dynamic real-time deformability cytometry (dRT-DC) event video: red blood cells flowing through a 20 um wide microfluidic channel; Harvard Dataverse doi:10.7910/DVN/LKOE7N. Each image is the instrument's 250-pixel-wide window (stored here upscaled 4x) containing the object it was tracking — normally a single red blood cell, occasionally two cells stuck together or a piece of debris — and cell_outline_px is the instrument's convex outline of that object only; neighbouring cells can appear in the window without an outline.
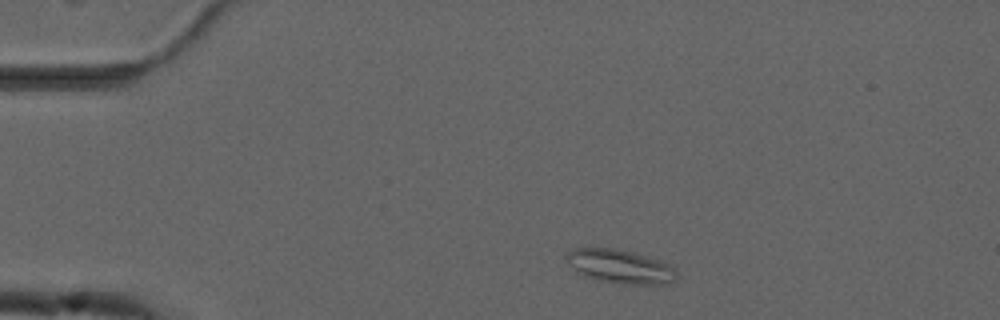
{"species": "common noctule bat (a hibernating species)", "species_latin": "Nyctalus noctula", "temperature_condition": "cold", "stored_images_in_passage": 48, "camera_frame_rate_fps": 3000, "um_per_image_px": 0.085, "animal": {"sex": "male", "forearm_length_mm": 52.5}, "frame": {"image": 1, "passage_image": 4, "time_ms": 1.0, "image_size_px": [1000, 320], "cell_outline_px": [[676, 280], [668, 284], [624, 284], [600, 280], [584, 276], [576, 272], [568, 264], [564, 256], [572, 248], [616, 248], [636, 252], [660, 260], [676, 268]], "centroid_in_image_um": [52.71, 22.64], "position_along_channel_um": 32.3, "area_um2": 22.02}}
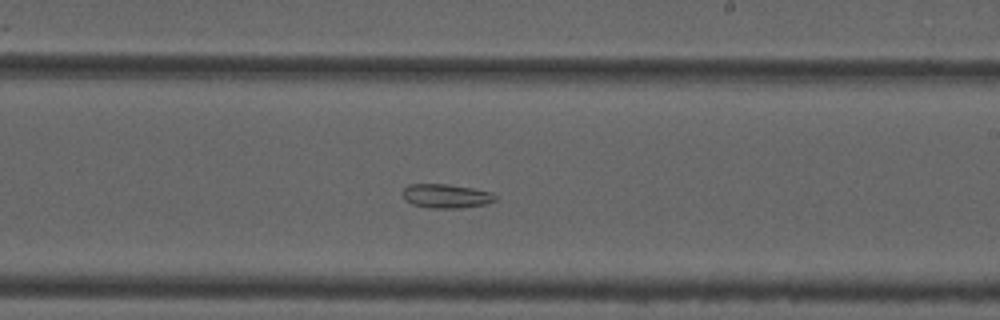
{"frame": {"image": 2, "passage_image": 26, "time_ms": 8.333, "image_size_px": [1000, 320], "cell_outline_px": [[496, 200], [488, 204], [460, 208], [432, 208], [412, 204], [404, 200], [404, 188], [408, 184], [448, 184], [472, 188], [492, 192], [496, 196]], "centroid_in_image_um": [37.95, 16.66], "position_along_channel_um": 251.1, "area_um2": 13.01}}
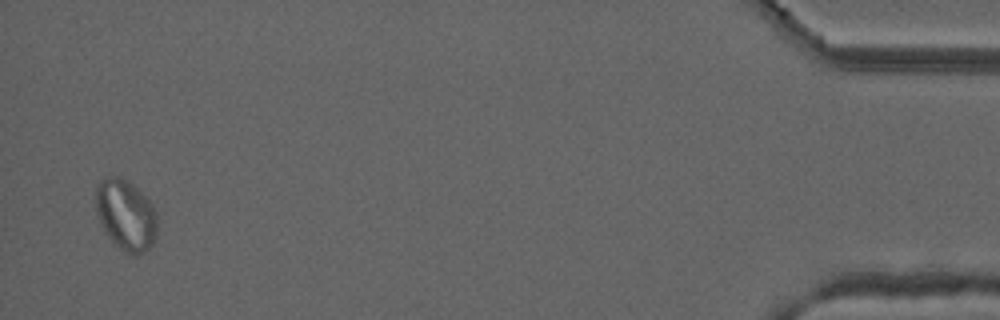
{"frame": {"image": 3, "passage_image": 47, "time_ms": 15.333, "image_size_px": [1000, 320], "cell_outline_px": [[156, 236], [152, 244], [144, 252], [136, 256], [132, 256], [120, 248], [104, 232], [96, 212], [96, 188], [100, 180], [108, 176], [120, 176], [132, 184], [152, 204], [156, 212]], "centroid_in_image_um": [10.68, 18.28], "position_along_channel_um": 424.5, "area_um2": 25.26}, "authors_computed_cell_mechanics": {"area_um2": 19.0451, "velocity_mm_per_s": 3.6891, "shape_relaxation_time_tau1_ms": null, "shape_relaxation_time_tau2_ms": 3.5952, "deformation_change_tau1": null, "deformation_change_tau2": 0.0691}}